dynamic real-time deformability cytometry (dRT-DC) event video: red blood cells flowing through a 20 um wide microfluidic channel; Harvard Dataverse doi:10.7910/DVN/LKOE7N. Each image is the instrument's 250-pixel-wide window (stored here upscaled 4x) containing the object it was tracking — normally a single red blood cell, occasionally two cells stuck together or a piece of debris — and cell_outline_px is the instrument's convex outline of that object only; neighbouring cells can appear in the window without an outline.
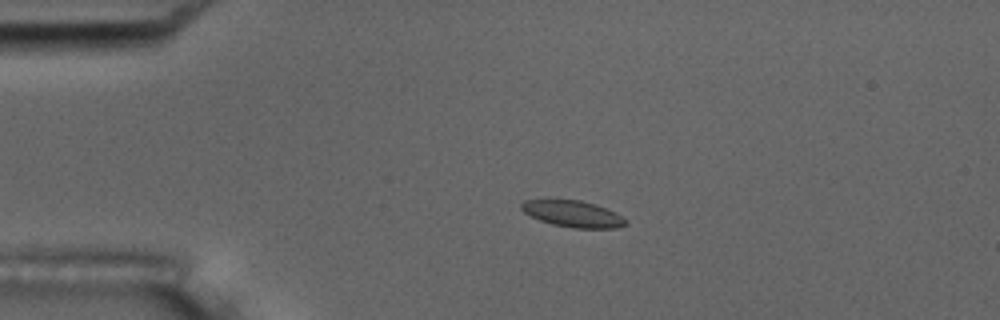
{"species": "common noctule bat (a hibernating species)", "species_latin": "Nyctalus noctula", "temperature_condition": "room temperature", "stored_images_in_passage": 4, "camera_frame_rate_fps": 3000, "um_per_image_px": 0.085, "animal": {"sex": "male", "body_mass_g": 17.5, "forearm_length_mm": 52.3}, "frame": {"image": 1, "passage_image": 3, "time_ms": 3.333, "image_size_px": [1000, 320], "cell_outline_px": [[628, 224], [616, 228], [572, 228], [552, 224], [540, 220], [524, 212], [520, 208], [520, 204], [524, 200], [548, 196], [580, 200], [596, 204], [616, 212], [628, 220]], "centroid_in_image_um": [48.65, 18.12], "position_along_channel_um": 36.4, "area_um2": 16.94}}